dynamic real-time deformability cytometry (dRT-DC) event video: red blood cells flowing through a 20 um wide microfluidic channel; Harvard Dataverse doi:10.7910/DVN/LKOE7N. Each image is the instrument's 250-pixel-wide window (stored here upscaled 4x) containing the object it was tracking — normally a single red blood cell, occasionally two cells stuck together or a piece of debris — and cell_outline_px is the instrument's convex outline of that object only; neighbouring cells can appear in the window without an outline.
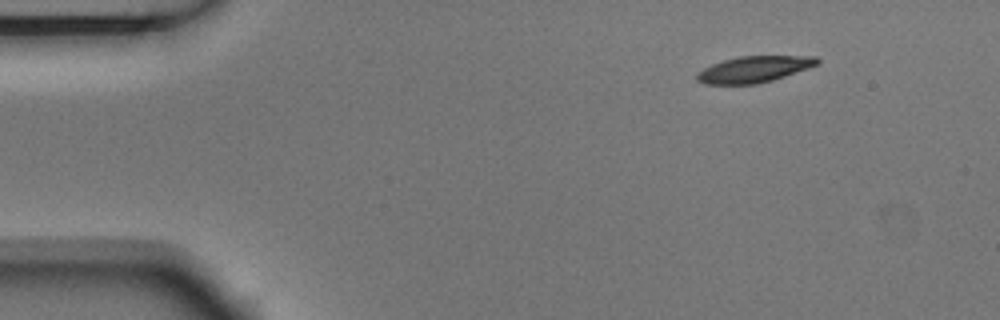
{"species": "Egyptian fruit bat (a non-hibernating species)", "species_latin": "Rousettus aegyptiacus", "temperature_condition": "room temperature", "stored_images_in_passage": 5, "camera_frame_rate_fps": 3000, "um_per_image_px": 0.085, "animal": {"sex": "male"}, "frame": {"image": 1, "passage_image": 5, "time_ms": 1.333, "image_size_px": [1000, 320], "cell_outline_px": [[820, 64], [772, 80], [756, 84], [704, 84], [696, 80], [696, 72], [712, 64], [724, 60], [740, 56], [816, 56], [820, 60]], "centroid_in_image_um": [64.08, 5.89], "position_along_channel_um": 20.9, "area_um2": 18.38}}